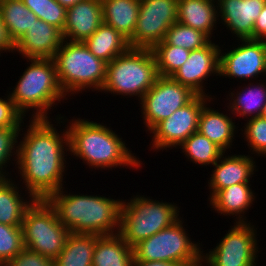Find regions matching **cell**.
Instances as JSON below:
<instances>
[{"instance_id":"cell-35","label":"cell","mask_w":266,"mask_h":266,"mask_svg":"<svg viewBox=\"0 0 266 266\" xmlns=\"http://www.w3.org/2000/svg\"><path fill=\"white\" fill-rule=\"evenodd\" d=\"M245 121L244 130L241 128V131H244L243 139L247 141L251 154L266 157V118L257 116Z\"/></svg>"},{"instance_id":"cell-37","label":"cell","mask_w":266,"mask_h":266,"mask_svg":"<svg viewBox=\"0 0 266 266\" xmlns=\"http://www.w3.org/2000/svg\"><path fill=\"white\" fill-rule=\"evenodd\" d=\"M24 116L17 110L9 94L0 98V128L22 127Z\"/></svg>"},{"instance_id":"cell-14","label":"cell","mask_w":266,"mask_h":266,"mask_svg":"<svg viewBox=\"0 0 266 266\" xmlns=\"http://www.w3.org/2000/svg\"><path fill=\"white\" fill-rule=\"evenodd\" d=\"M242 41V42H241ZM241 45L219 53V76L251 80L259 75L266 76V41L240 39ZM227 76V77H226Z\"/></svg>"},{"instance_id":"cell-9","label":"cell","mask_w":266,"mask_h":266,"mask_svg":"<svg viewBox=\"0 0 266 266\" xmlns=\"http://www.w3.org/2000/svg\"><path fill=\"white\" fill-rule=\"evenodd\" d=\"M21 229L25 248L53 260L59 256L71 233L45 199H36L26 210Z\"/></svg>"},{"instance_id":"cell-20","label":"cell","mask_w":266,"mask_h":266,"mask_svg":"<svg viewBox=\"0 0 266 266\" xmlns=\"http://www.w3.org/2000/svg\"><path fill=\"white\" fill-rule=\"evenodd\" d=\"M250 185V183H239L219 190L209 200V204L218 214L232 215L234 218L237 216L236 222H249L246 220L245 214L254 205L253 201L256 199L254 191L249 187Z\"/></svg>"},{"instance_id":"cell-23","label":"cell","mask_w":266,"mask_h":266,"mask_svg":"<svg viewBox=\"0 0 266 266\" xmlns=\"http://www.w3.org/2000/svg\"><path fill=\"white\" fill-rule=\"evenodd\" d=\"M134 251L120 233L97 235L92 266H132Z\"/></svg>"},{"instance_id":"cell-28","label":"cell","mask_w":266,"mask_h":266,"mask_svg":"<svg viewBox=\"0 0 266 266\" xmlns=\"http://www.w3.org/2000/svg\"><path fill=\"white\" fill-rule=\"evenodd\" d=\"M96 234L70 233L65 247L53 260L55 266H92Z\"/></svg>"},{"instance_id":"cell-19","label":"cell","mask_w":266,"mask_h":266,"mask_svg":"<svg viewBox=\"0 0 266 266\" xmlns=\"http://www.w3.org/2000/svg\"><path fill=\"white\" fill-rule=\"evenodd\" d=\"M102 23L101 0H80L74 6L66 8L63 38L71 42H84Z\"/></svg>"},{"instance_id":"cell-6","label":"cell","mask_w":266,"mask_h":266,"mask_svg":"<svg viewBox=\"0 0 266 266\" xmlns=\"http://www.w3.org/2000/svg\"><path fill=\"white\" fill-rule=\"evenodd\" d=\"M158 77L152 49L129 48L107 63L106 80L101 92L137 96L140 101Z\"/></svg>"},{"instance_id":"cell-32","label":"cell","mask_w":266,"mask_h":266,"mask_svg":"<svg viewBox=\"0 0 266 266\" xmlns=\"http://www.w3.org/2000/svg\"><path fill=\"white\" fill-rule=\"evenodd\" d=\"M160 76H172L188 59L190 51L182 47L168 45L164 40L152 49Z\"/></svg>"},{"instance_id":"cell-5","label":"cell","mask_w":266,"mask_h":266,"mask_svg":"<svg viewBox=\"0 0 266 266\" xmlns=\"http://www.w3.org/2000/svg\"><path fill=\"white\" fill-rule=\"evenodd\" d=\"M53 59L65 96L82 93L86 89L101 92L106 80L107 63L91 53L84 42L63 40Z\"/></svg>"},{"instance_id":"cell-8","label":"cell","mask_w":266,"mask_h":266,"mask_svg":"<svg viewBox=\"0 0 266 266\" xmlns=\"http://www.w3.org/2000/svg\"><path fill=\"white\" fill-rule=\"evenodd\" d=\"M180 218L173 225L162 229L133 247L134 260L142 262L166 261L181 266H202L203 250L194 243ZM202 250V251H201Z\"/></svg>"},{"instance_id":"cell-29","label":"cell","mask_w":266,"mask_h":266,"mask_svg":"<svg viewBox=\"0 0 266 266\" xmlns=\"http://www.w3.org/2000/svg\"><path fill=\"white\" fill-rule=\"evenodd\" d=\"M0 17L14 44L38 20V17L22 0H0Z\"/></svg>"},{"instance_id":"cell-22","label":"cell","mask_w":266,"mask_h":266,"mask_svg":"<svg viewBox=\"0 0 266 266\" xmlns=\"http://www.w3.org/2000/svg\"><path fill=\"white\" fill-rule=\"evenodd\" d=\"M205 104L201 110L198 132L211 140L224 152L231 148L237 129L232 117Z\"/></svg>"},{"instance_id":"cell-41","label":"cell","mask_w":266,"mask_h":266,"mask_svg":"<svg viewBox=\"0 0 266 266\" xmlns=\"http://www.w3.org/2000/svg\"><path fill=\"white\" fill-rule=\"evenodd\" d=\"M132 266H181V265L178 263L166 262V261L142 262L134 260Z\"/></svg>"},{"instance_id":"cell-31","label":"cell","mask_w":266,"mask_h":266,"mask_svg":"<svg viewBox=\"0 0 266 266\" xmlns=\"http://www.w3.org/2000/svg\"><path fill=\"white\" fill-rule=\"evenodd\" d=\"M164 41L168 45L182 47L192 51L207 46L212 40L202 31L183 25L177 21L169 27Z\"/></svg>"},{"instance_id":"cell-34","label":"cell","mask_w":266,"mask_h":266,"mask_svg":"<svg viewBox=\"0 0 266 266\" xmlns=\"http://www.w3.org/2000/svg\"><path fill=\"white\" fill-rule=\"evenodd\" d=\"M22 127L0 128V179L9 178L10 174L6 171L7 164L18 160V142ZM5 168V169H4ZM9 174V175H8Z\"/></svg>"},{"instance_id":"cell-15","label":"cell","mask_w":266,"mask_h":266,"mask_svg":"<svg viewBox=\"0 0 266 266\" xmlns=\"http://www.w3.org/2000/svg\"><path fill=\"white\" fill-rule=\"evenodd\" d=\"M219 53L220 46L212 41L203 48L192 50L188 59L171 77L197 95L210 97L205 93L204 81L212 75H219Z\"/></svg>"},{"instance_id":"cell-18","label":"cell","mask_w":266,"mask_h":266,"mask_svg":"<svg viewBox=\"0 0 266 266\" xmlns=\"http://www.w3.org/2000/svg\"><path fill=\"white\" fill-rule=\"evenodd\" d=\"M221 155L213 164L211 177L208 182L210 189L209 200L219 191L239 183H250V178L255 174L256 162L252 155Z\"/></svg>"},{"instance_id":"cell-16","label":"cell","mask_w":266,"mask_h":266,"mask_svg":"<svg viewBox=\"0 0 266 266\" xmlns=\"http://www.w3.org/2000/svg\"><path fill=\"white\" fill-rule=\"evenodd\" d=\"M265 3L266 0H217L219 23L238 37L236 40H253L254 22Z\"/></svg>"},{"instance_id":"cell-11","label":"cell","mask_w":266,"mask_h":266,"mask_svg":"<svg viewBox=\"0 0 266 266\" xmlns=\"http://www.w3.org/2000/svg\"><path fill=\"white\" fill-rule=\"evenodd\" d=\"M196 96L189 87L183 86L171 76L159 75L155 84L139 101L147 131L169 118L173 112L190 103Z\"/></svg>"},{"instance_id":"cell-21","label":"cell","mask_w":266,"mask_h":266,"mask_svg":"<svg viewBox=\"0 0 266 266\" xmlns=\"http://www.w3.org/2000/svg\"><path fill=\"white\" fill-rule=\"evenodd\" d=\"M215 2L217 0H178L177 21L212 38L219 21L218 4Z\"/></svg>"},{"instance_id":"cell-33","label":"cell","mask_w":266,"mask_h":266,"mask_svg":"<svg viewBox=\"0 0 266 266\" xmlns=\"http://www.w3.org/2000/svg\"><path fill=\"white\" fill-rule=\"evenodd\" d=\"M38 19L47 22L61 31L66 22V8L57 0H22Z\"/></svg>"},{"instance_id":"cell-44","label":"cell","mask_w":266,"mask_h":266,"mask_svg":"<svg viewBox=\"0 0 266 266\" xmlns=\"http://www.w3.org/2000/svg\"><path fill=\"white\" fill-rule=\"evenodd\" d=\"M0 266H12L9 262L0 263Z\"/></svg>"},{"instance_id":"cell-39","label":"cell","mask_w":266,"mask_h":266,"mask_svg":"<svg viewBox=\"0 0 266 266\" xmlns=\"http://www.w3.org/2000/svg\"><path fill=\"white\" fill-rule=\"evenodd\" d=\"M253 40L266 41V3L264 4L258 18L254 22Z\"/></svg>"},{"instance_id":"cell-7","label":"cell","mask_w":266,"mask_h":266,"mask_svg":"<svg viewBox=\"0 0 266 266\" xmlns=\"http://www.w3.org/2000/svg\"><path fill=\"white\" fill-rule=\"evenodd\" d=\"M159 201L144 195H134L128 202L122 201L119 233L130 247L133 248L181 218L176 203Z\"/></svg>"},{"instance_id":"cell-36","label":"cell","mask_w":266,"mask_h":266,"mask_svg":"<svg viewBox=\"0 0 266 266\" xmlns=\"http://www.w3.org/2000/svg\"><path fill=\"white\" fill-rule=\"evenodd\" d=\"M24 248L21 227L0 223V263L10 262Z\"/></svg>"},{"instance_id":"cell-3","label":"cell","mask_w":266,"mask_h":266,"mask_svg":"<svg viewBox=\"0 0 266 266\" xmlns=\"http://www.w3.org/2000/svg\"><path fill=\"white\" fill-rule=\"evenodd\" d=\"M69 152L95 169L127 166L136 170L142 161L126 147V142L112 128L84 119H71L67 126ZM73 153V154H72ZM135 155V156H134Z\"/></svg>"},{"instance_id":"cell-40","label":"cell","mask_w":266,"mask_h":266,"mask_svg":"<svg viewBox=\"0 0 266 266\" xmlns=\"http://www.w3.org/2000/svg\"><path fill=\"white\" fill-rule=\"evenodd\" d=\"M15 44L10 38L7 28L0 17V55L4 52L14 53Z\"/></svg>"},{"instance_id":"cell-30","label":"cell","mask_w":266,"mask_h":266,"mask_svg":"<svg viewBox=\"0 0 266 266\" xmlns=\"http://www.w3.org/2000/svg\"><path fill=\"white\" fill-rule=\"evenodd\" d=\"M179 148L190 162L201 166L213 165L224 153L220 147L198 131L191 134Z\"/></svg>"},{"instance_id":"cell-12","label":"cell","mask_w":266,"mask_h":266,"mask_svg":"<svg viewBox=\"0 0 266 266\" xmlns=\"http://www.w3.org/2000/svg\"><path fill=\"white\" fill-rule=\"evenodd\" d=\"M178 0H140V10L130 48L153 49L177 22Z\"/></svg>"},{"instance_id":"cell-27","label":"cell","mask_w":266,"mask_h":266,"mask_svg":"<svg viewBox=\"0 0 266 266\" xmlns=\"http://www.w3.org/2000/svg\"><path fill=\"white\" fill-rule=\"evenodd\" d=\"M259 83L255 85L254 82L242 87V90L228 93L227 100L229 104L227 106L228 111H231L232 115L242 116V118L249 117L250 119L261 115L264 105L266 104V83ZM254 84V85H252ZM231 99V100H230Z\"/></svg>"},{"instance_id":"cell-26","label":"cell","mask_w":266,"mask_h":266,"mask_svg":"<svg viewBox=\"0 0 266 266\" xmlns=\"http://www.w3.org/2000/svg\"><path fill=\"white\" fill-rule=\"evenodd\" d=\"M84 43L91 53L106 63L130 48L128 40L104 22Z\"/></svg>"},{"instance_id":"cell-13","label":"cell","mask_w":266,"mask_h":266,"mask_svg":"<svg viewBox=\"0 0 266 266\" xmlns=\"http://www.w3.org/2000/svg\"><path fill=\"white\" fill-rule=\"evenodd\" d=\"M212 99L214 98L197 95L190 103L173 112L169 118L157 123L149 131L153 137L151 147L155 151L179 147L191 134L198 131L201 110L206 103L211 104Z\"/></svg>"},{"instance_id":"cell-24","label":"cell","mask_w":266,"mask_h":266,"mask_svg":"<svg viewBox=\"0 0 266 266\" xmlns=\"http://www.w3.org/2000/svg\"><path fill=\"white\" fill-rule=\"evenodd\" d=\"M103 22L128 41L132 38L140 10V0H101Z\"/></svg>"},{"instance_id":"cell-25","label":"cell","mask_w":266,"mask_h":266,"mask_svg":"<svg viewBox=\"0 0 266 266\" xmlns=\"http://www.w3.org/2000/svg\"><path fill=\"white\" fill-rule=\"evenodd\" d=\"M19 188L11 178L0 179V223L22 226L25 212L35 200H24Z\"/></svg>"},{"instance_id":"cell-17","label":"cell","mask_w":266,"mask_h":266,"mask_svg":"<svg viewBox=\"0 0 266 266\" xmlns=\"http://www.w3.org/2000/svg\"><path fill=\"white\" fill-rule=\"evenodd\" d=\"M63 40L59 28L38 19L15 43L14 52L20 53L23 58L53 59Z\"/></svg>"},{"instance_id":"cell-2","label":"cell","mask_w":266,"mask_h":266,"mask_svg":"<svg viewBox=\"0 0 266 266\" xmlns=\"http://www.w3.org/2000/svg\"><path fill=\"white\" fill-rule=\"evenodd\" d=\"M65 188L46 200L56 210L59 221L72 234L112 235L120 232L122 199L100 195L67 194ZM66 192V194H65Z\"/></svg>"},{"instance_id":"cell-43","label":"cell","mask_w":266,"mask_h":266,"mask_svg":"<svg viewBox=\"0 0 266 266\" xmlns=\"http://www.w3.org/2000/svg\"><path fill=\"white\" fill-rule=\"evenodd\" d=\"M260 116H262V117L266 118V104L264 105V107H263V110H262V112H261V115H260Z\"/></svg>"},{"instance_id":"cell-4","label":"cell","mask_w":266,"mask_h":266,"mask_svg":"<svg viewBox=\"0 0 266 266\" xmlns=\"http://www.w3.org/2000/svg\"><path fill=\"white\" fill-rule=\"evenodd\" d=\"M28 66L19 77L14 90L9 93L17 110L26 117L31 109V119H49V110L56 101L67 97L60 88L56 64L50 58H26Z\"/></svg>"},{"instance_id":"cell-38","label":"cell","mask_w":266,"mask_h":266,"mask_svg":"<svg viewBox=\"0 0 266 266\" xmlns=\"http://www.w3.org/2000/svg\"><path fill=\"white\" fill-rule=\"evenodd\" d=\"M12 266H55L53 259L24 248L10 262Z\"/></svg>"},{"instance_id":"cell-1","label":"cell","mask_w":266,"mask_h":266,"mask_svg":"<svg viewBox=\"0 0 266 266\" xmlns=\"http://www.w3.org/2000/svg\"><path fill=\"white\" fill-rule=\"evenodd\" d=\"M18 144V160L15 167L29 200L47 199L63 188L66 171L65 154L69 152L68 130L63 132L53 126L51 119H31ZM57 129V130H56ZM60 134H59V133ZM66 151V152H65Z\"/></svg>"},{"instance_id":"cell-42","label":"cell","mask_w":266,"mask_h":266,"mask_svg":"<svg viewBox=\"0 0 266 266\" xmlns=\"http://www.w3.org/2000/svg\"><path fill=\"white\" fill-rule=\"evenodd\" d=\"M62 6L65 8H69L71 6H74L77 2L80 0H57Z\"/></svg>"},{"instance_id":"cell-10","label":"cell","mask_w":266,"mask_h":266,"mask_svg":"<svg viewBox=\"0 0 266 266\" xmlns=\"http://www.w3.org/2000/svg\"><path fill=\"white\" fill-rule=\"evenodd\" d=\"M256 229L250 222H234L217 246L202 254V266H256L260 252Z\"/></svg>"}]
</instances>
